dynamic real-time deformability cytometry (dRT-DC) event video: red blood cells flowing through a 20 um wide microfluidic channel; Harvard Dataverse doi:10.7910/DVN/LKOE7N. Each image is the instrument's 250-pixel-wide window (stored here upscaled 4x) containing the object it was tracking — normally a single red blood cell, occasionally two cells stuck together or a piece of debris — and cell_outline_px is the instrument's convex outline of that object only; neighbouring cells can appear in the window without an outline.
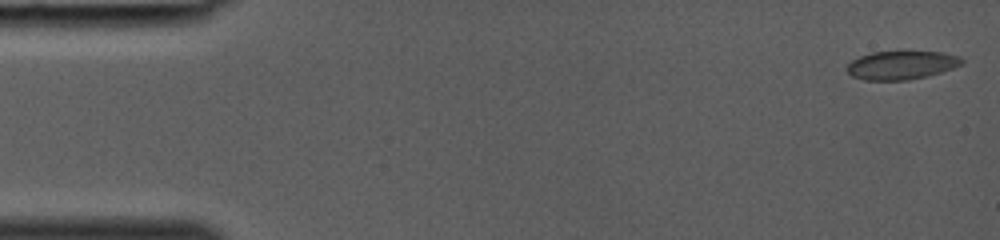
{"species": "common noctule bat (a hibernating species)", "species_latin": "Nyctalus noctula", "temperature_condition": "room temperature", "stored_images_in_passage": 33, "camera_frame_rate_fps": 3000, "um_per_image_px": 0.085, "animal": {"sex": "female", "body_mass_g": 19.0, "forearm_length_mm": 53.3}, "frame": {"image": 1, "passage_image": 1, "time_ms": 0.0, "image_size_px": [1000, 240], "cell_outline_px": [[964, 60], [960, 64], [952, 68], [928, 76], [908, 80], [864, 80], [852, 76], [844, 68], [852, 60], [860, 56], [872, 52], [944, 52], [960, 56]], "centroid_in_image_um": [76.6, 5.54], "position_along_channel_um": 8.4, "area_um2": 19.02}}